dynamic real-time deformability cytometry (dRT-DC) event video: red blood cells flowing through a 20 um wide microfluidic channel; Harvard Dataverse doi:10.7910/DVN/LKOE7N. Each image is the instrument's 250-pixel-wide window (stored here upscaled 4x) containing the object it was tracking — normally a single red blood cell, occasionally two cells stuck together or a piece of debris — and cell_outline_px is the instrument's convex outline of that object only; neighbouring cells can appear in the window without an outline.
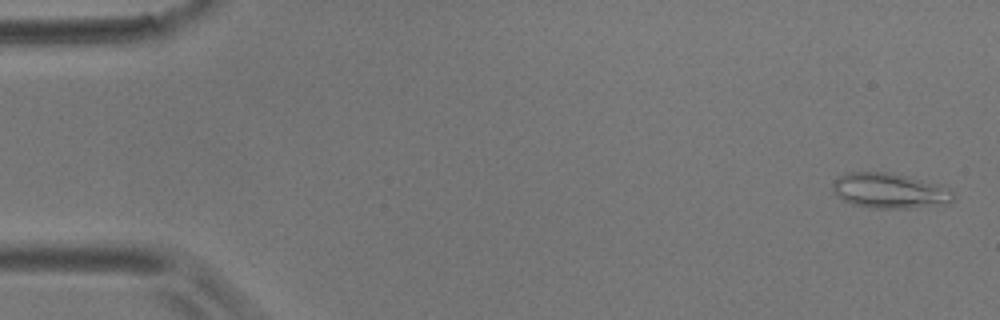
{"species": "common noctule bat (a hibernating species)", "species_latin": "Nyctalus noctula", "temperature_condition": "room temperature", "stored_images_in_passage": 56, "camera_frame_rate_fps": 3000, "um_per_image_px": 0.085, "animal": {"sex": "male", "body_mass_g": 17.9}, "frame": {"image": 1, "passage_image": 2, "time_ms": 0.333, "image_size_px": [1000, 320], "cell_outline_px": [[956, 196], [948, 204], [912, 208], [868, 208], [852, 204], [836, 196], [832, 188], [832, 184], [836, 176], [844, 172], [884, 172], [904, 176], [936, 184], [952, 192]], "centroid_in_image_um": [75.54, 16.22], "position_along_channel_um": 9.5, "area_um2": 24.68}}
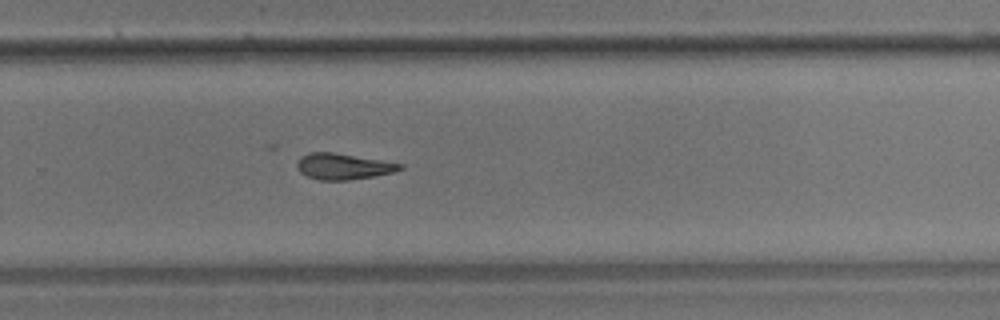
{"frame": {"image": 2, "passage_image": 37, "time_ms": 12.0, "image_size_px": [1000, 320], "cell_outline_px": [[404, 168], [392, 172], [372, 176], [348, 180], [320, 180], [308, 176], [300, 172], [296, 168], [296, 164], [300, 156], [308, 152], [332, 152], [384, 160], [404, 164]], "centroid_in_image_um": [29.15, 14.13], "position_along_channel_um": 300.6, "area_um2": 15.66}}
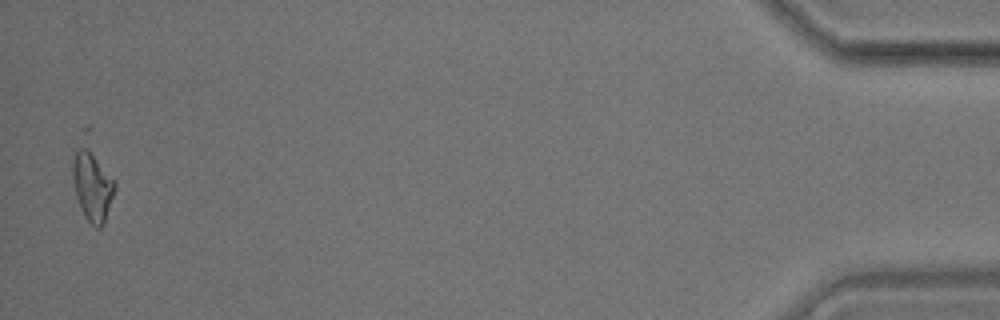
{"frame": {"image": 3, "passage_image": 55, "time_ms": 18.0, "image_size_px": [1000, 320], "cell_outline_px": [[116, 188], [104, 224], [100, 228], [96, 228], [84, 216], [80, 208], [76, 196], [72, 180], [72, 160], [76, 152], [80, 148], [88, 148], [116, 180]], "centroid_in_image_um": [7.86, 15.86], "position_along_channel_um": 427.3, "area_um2": 17.05}}